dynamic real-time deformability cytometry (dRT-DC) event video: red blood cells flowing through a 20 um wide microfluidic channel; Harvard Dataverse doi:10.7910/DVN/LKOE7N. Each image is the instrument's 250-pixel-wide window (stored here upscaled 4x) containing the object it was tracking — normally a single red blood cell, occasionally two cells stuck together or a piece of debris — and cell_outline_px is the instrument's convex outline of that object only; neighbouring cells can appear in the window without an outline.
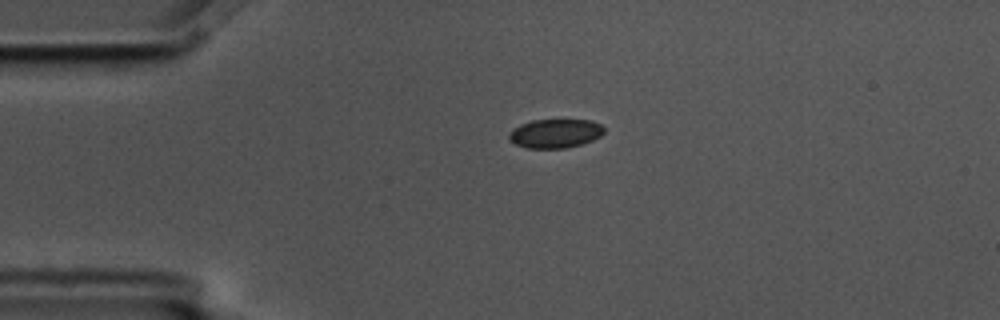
{"species": "common noctule bat (a hibernating species)", "species_latin": "Nyctalus noctula", "temperature_condition": "cold", "stored_images_in_passage": 2, "camera_frame_rate_fps": 3000, "um_per_image_px": 0.085, "animal": {"sex": "male", "body_mass_g": 17.5, "forearm_length_mm": 52.3}, "frame": {"image": 1, "passage_image": 1, "time_ms": 0.0, "image_size_px": [1000, 320], "cell_outline_px": [[604, 132], [600, 136], [592, 140], [580, 144], [564, 148], [528, 148], [516, 144], [508, 140], [508, 132], [512, 128], [520, 124], [532, 120], [592, 120], [600, 124], [604, 128]], "centroid_in_image_um": [47.15, 11.33], "position_along_channel_um": 37.8, "area_um2": 16.07}}